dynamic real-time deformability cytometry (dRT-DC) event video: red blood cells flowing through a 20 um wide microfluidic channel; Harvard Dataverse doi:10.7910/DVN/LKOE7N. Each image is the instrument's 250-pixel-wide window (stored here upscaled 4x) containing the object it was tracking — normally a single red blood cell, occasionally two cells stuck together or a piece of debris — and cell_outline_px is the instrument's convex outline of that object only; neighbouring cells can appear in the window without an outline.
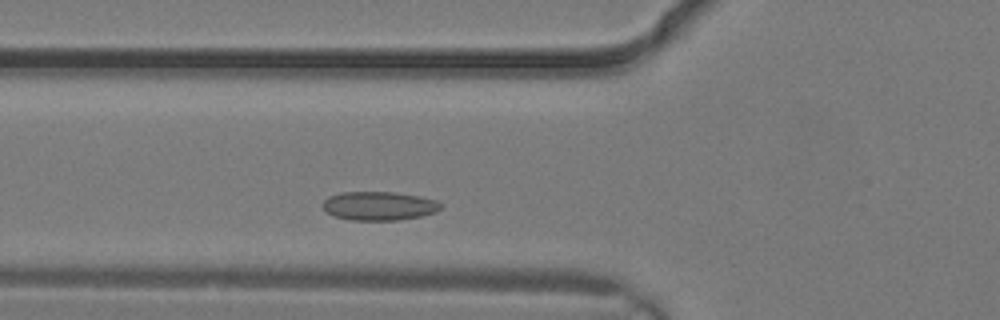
{"species": "common noctule bat (a hibernating species)", "species_latin": "Nyctalus noctula", "temperature_condition": "warm", "stored_images_in_passage": 3, "camera_frame_rate_fps": 3000, "um_per_image_px": 0.085, "animal": {"sex": "male", "body_mass_g": 19.2, "forearm_length_mm": 51.8}, "frame": {"image": 1, "passage_image": 3, "time_ms": 0.667, "image_size_px": [1000, 320], "cell_outline_px": [[444, 204], [436, 212], [420, 216], [400, 220], [348, 220], [336, 216], [328, 212], [324, 208], [324, 200], [328, 196], [344, 192], [392, 192], [420, 196], [436, 200]], "centroid_in_image_um": [32.26, 17.5], "position_along_channel_um": 93.5, "area_um2": 19.71}}